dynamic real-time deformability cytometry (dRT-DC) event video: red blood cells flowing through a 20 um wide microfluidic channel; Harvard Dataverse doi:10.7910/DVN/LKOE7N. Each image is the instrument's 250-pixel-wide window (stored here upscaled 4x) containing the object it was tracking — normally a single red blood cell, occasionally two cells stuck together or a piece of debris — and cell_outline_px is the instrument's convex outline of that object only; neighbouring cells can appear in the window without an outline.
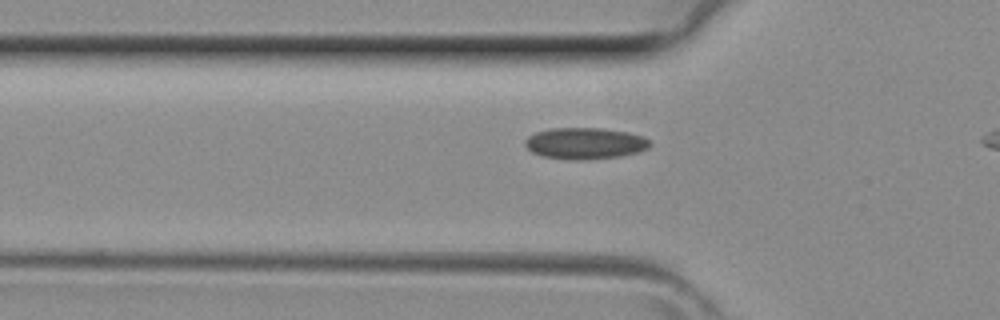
{"species": "common noctule bat (a hibernating species)", "species_latin": "Nyctalus noctula", "temperature_condition": "room temperature", "stored_images_in_passage": 6, "camera_frame_rate_fps": 3000, "um_per_image_px": 0.085, "animal": {"sex": "female", "body_mass_g": 29.2, "forearm_length_mm": 56.3}, "frame": {"image": 1, "passage_image": 4, "time_ms": 1.0, "image_size_px": [1000, 320], "cell_outline_px": [[652, 144], [648, 148], [640, 152], [620, 156], [580, 160], [572, 160], [544, 156], [532, 152], [524, 144], [524, 140], [528, 136], [536, 132], [552, 128], [600, 128], [628, 132], [644, 136]], "centroid_in_image_um": [49.74, 12.18], "position_along_channel_um": 76.1, "area_um2": 22.89}}